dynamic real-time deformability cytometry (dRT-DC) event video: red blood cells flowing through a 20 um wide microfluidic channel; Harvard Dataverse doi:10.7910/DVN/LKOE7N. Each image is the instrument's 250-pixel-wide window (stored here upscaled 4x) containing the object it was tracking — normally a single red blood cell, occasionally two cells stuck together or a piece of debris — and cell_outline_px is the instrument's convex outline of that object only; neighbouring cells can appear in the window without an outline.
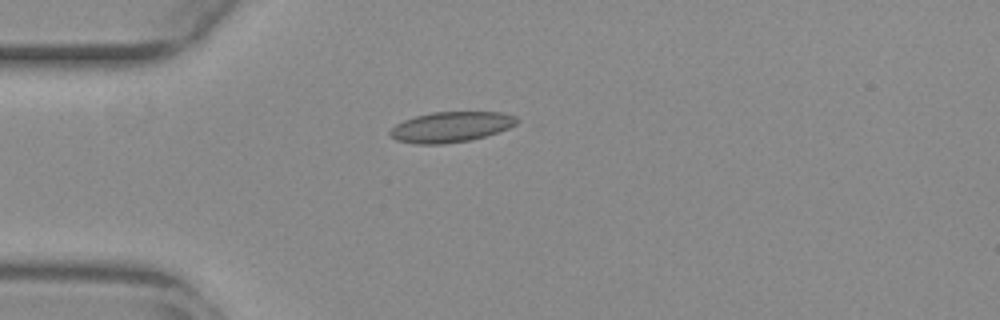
{"species": "common noctule bat (a hibernating species)", "species_latin": "Nyctalus noctula", "temperature_condition": "warm", "stored_images_in_passage": 40, "camera_frame_rate_fps": 3000, "um_per_image_px": 0.085, "animal": {"sex": "female", "body_mass_g": 29.2, "forearm_length_mm": 56.3}, "frame": {"image": 1, "passage_image": 1, "time_ms": 0.0, "image_size_px": [1000, 320], "cell_outline_px": [[520, 120], [516, 124], [508, 128], [484, 136], [468, 140], [444, 144], [416, 144], [396, 140], [388, 132], [396, 124], [404, 120], [416, 116], [432, 112], [504, 112], [516, 116]], "centroid_in_image_um": [38.34, 10.78], "position_along_channel_um": 46.7, "area_um2": 22.37}}
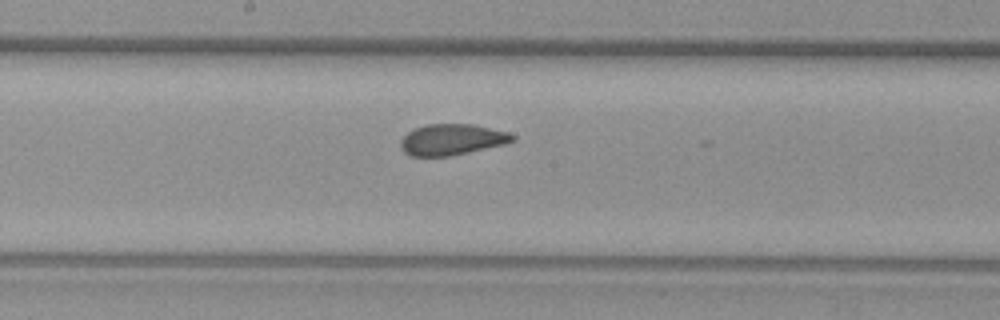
{"frame": {"image": 2, "passage_image": 15, "time_ms": 4.667, "image_size_px": [1000, 320], "cell_outline_px": [[516, 140], [504, 144], [452, 156], [412, 156], [404, 152], [400, 148], [400, 140], [408, 132], [416, 128], [428, 124], [472, 124], [508, 132], [516, 136]], "centroid_in_image_um": [38.41, 11.87], "position_along_channel_um": 209.8, "area_um2": 20.23}}
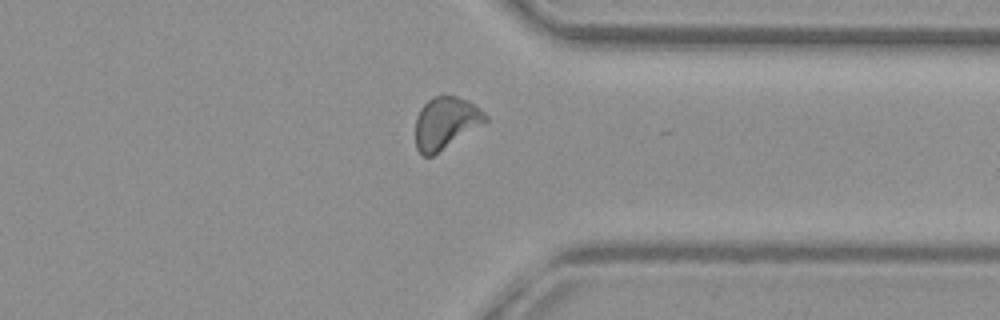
{"frame": {"image": 3, "passage_image": 28, "time_ms": 9.0, "image_size_px": [1000, 320], "cell_outline_px": [[488, 120], [432, 156], [424, 156], [416, 148], [416, 116], [420, 108], [432, 96], [456, 96], [468, 100], [484, 112], [488, 116]], "centroid_in_image_um": [37.86, 10.43], "position_along_channel_um": 373.5, "area_um2": 20.87}, "authors_computed_cell_mechanics": {"area_um2": 20.8658, "velocity_mm_per_s": 3.8536, "shape_relaxation_time_tau1_ms": 9.402, "shape_relaxation_time_tau2_ms": 0.9935, "deformation_change_tau1": 0.1722, "deformation_change_tau2": 0.0589}}